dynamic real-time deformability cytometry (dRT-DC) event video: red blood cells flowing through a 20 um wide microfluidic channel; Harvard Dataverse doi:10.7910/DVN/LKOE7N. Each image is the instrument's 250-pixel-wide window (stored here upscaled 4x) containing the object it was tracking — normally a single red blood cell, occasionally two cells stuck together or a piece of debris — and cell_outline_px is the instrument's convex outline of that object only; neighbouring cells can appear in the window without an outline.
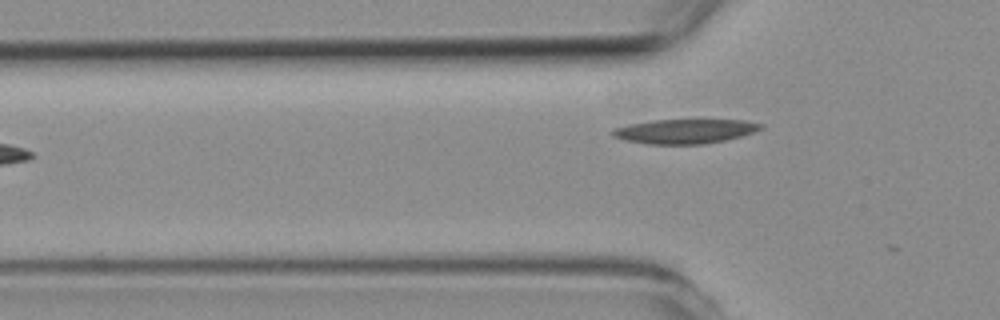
{"species": "common noctule bat (a hibernating species)", "species_latin": "Nyctalus noctula", "temperature_condition": "room temperature", "stored_images_in_passage": 6, "camera_frame_rate_fps": 3000, "um_per_image_px": 0.085, "animal": {"sex": "female", "body_mass_g": 19.3, "forearm_length_mm": 54.1}, "frame": {"image": 1, "passage_image": 6, "time_ms": 6.0, "image_size_px": [1000, 320], "cell_outline_px": [[764, 128], [740, 136], [724, 140], [704, 144], [648, 144], [624, 140], [612, 136], [612, 128], [628, 124], [652, 120], [744, 120], [764, 124]], "centroid_in_image_um": [58.18, 11.15], "position_along_channel_um": 67.6, "area_um2": 21.1}}